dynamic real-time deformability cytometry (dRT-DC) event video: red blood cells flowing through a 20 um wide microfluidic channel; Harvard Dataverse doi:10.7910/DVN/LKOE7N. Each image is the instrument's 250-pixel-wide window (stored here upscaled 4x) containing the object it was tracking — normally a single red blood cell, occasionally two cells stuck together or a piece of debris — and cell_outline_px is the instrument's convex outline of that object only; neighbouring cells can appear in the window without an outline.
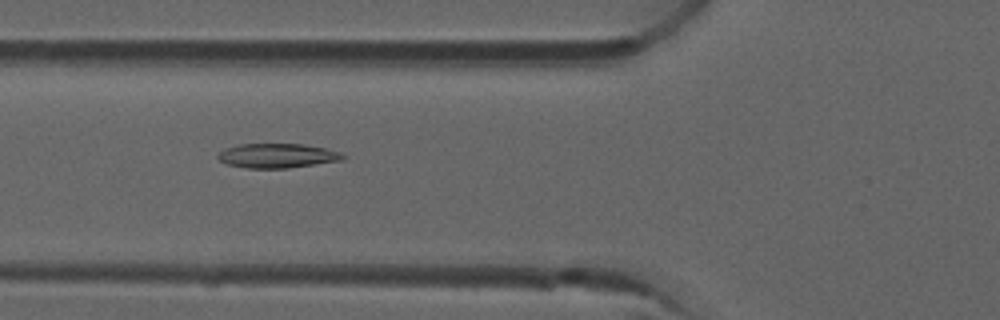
{"species": "common noctule bat (a hibernating species)", "species_latin": "Nyctalus noctula", "temperature_condition": "room temperature", "stored_images_in_passage": 44, "camera_frame_rate_fps": 3000, "um_per_image_px": 0.085, "animal": {"sex": "male", "forearm_length_mm": 52.5}, "frame": {"image": 1, "passage_image": 11, "time_ms": 3.333, "image_size_px": [1000, 320], "cell_outline_px": [[348, 156], [340, 160], [288, 168], [248, 168], [228, 164], [220, 160], [216, 156], [224, 148], [240, 144], [304, 144], [324, 148], [340, 152]], "centroid_in_image_um": [23.56, 13.23], "position_along_channel_um": 102.2, "area_um2": 17.63}}
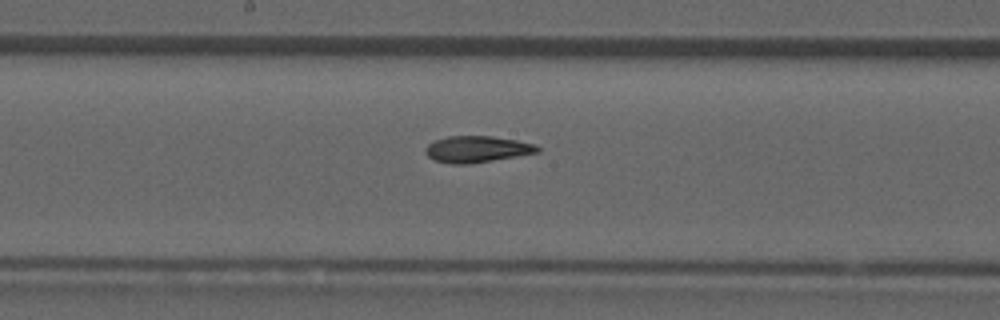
{"frame": {"image": 2, "passage_image": 19, "time_ms": 6.0, "image_size_px": [1000, 320], "cell_outline_px": [[540, 152], [468, 164], [452, 164], [432, 160], [424, 152], [424, 148], [428, 144], [436, 140], [448, 136], [492, 136], [516, 140], [536, 144], [540, 148]], "centroid_in_image_um": [40.52, 12.68], "position_along_channel_um": 207.7, "area_um2": 17.28}}
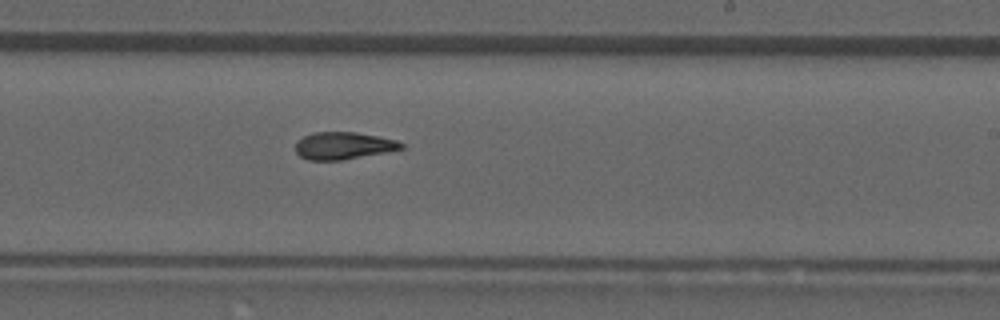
{"frame": {"image": 3, "passage_image": 23, "time_ms": 7.333, "image_size_px": [1000, 320], "cell_outline_px": [[404, 148], [384, 152], [340, 160], [308, 160], [300, 156], [296, 152], [296, 140], [312, 132], [356, 132], [396, 140], [404, 144]], "centroid_in_image_um": [29.14, 12.37], "position_along_channel_um": 259.9, "area_um2": 16.65}, "authors_computed_cell_mechanics": {"area_um2": 17.1377, "velocity_mm_per_s": 3.9432, "shape_relaxation_time_tau1_ms": null, "shape_relaxation_time_tau2_ms": 4.2886, "deformation_change_tau1": null, "deformation_change_tau2": 0.1236}}